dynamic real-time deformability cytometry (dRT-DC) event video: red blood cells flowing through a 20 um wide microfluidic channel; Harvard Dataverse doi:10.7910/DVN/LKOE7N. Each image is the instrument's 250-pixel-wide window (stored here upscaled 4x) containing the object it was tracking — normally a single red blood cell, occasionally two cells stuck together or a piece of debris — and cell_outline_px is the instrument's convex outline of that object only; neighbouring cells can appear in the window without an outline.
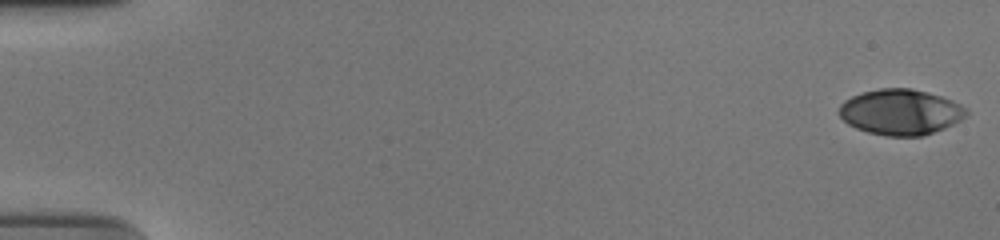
{"species": "human", "species_latin": "Homo sapiens", "temperature_condition": "cold", "stored_images_in_passage": 55, "camera_frame_rate_fps": 3000, "um_per_image_px": 0.085, "donor": {"sex": "male"}, "frame": {"image": 1, "passage_image": 1, "time_ms": 0.0, "image_size_px": [1000, 240], "cell_outline_px": [[968, 112], [960, 120], [944, 128], [924, 136], [884, 136], [868, 132], [856, 128], [848, 124], [836, 112], [840, 104], [844, 100], [852, 96], [864, 92], [880, 88], [912, 88], [940, 96], [960, 104]], "centroid_in_image_um": [76.5, 9.53], "position_along_channel_um": 8.5, "area_um2": 33.76}}
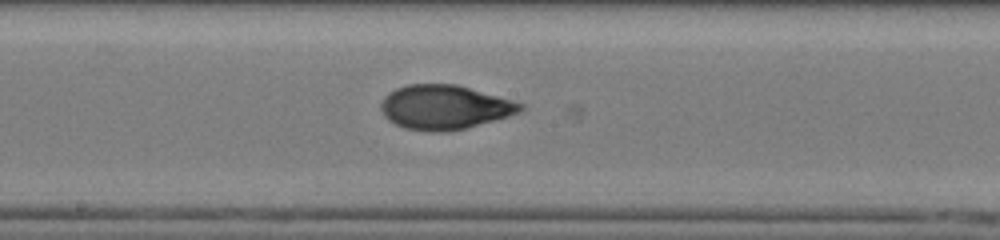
{"frame": {"image": 2, "passage_image": 31, "time_ms": 10.0, "image_size_px": [1000, 240], "cell_outline_px": [[524, 108], [520, 112], [508, 116], [464, 128], [444, 132], [432, 132], [404, 128], [388, 120], [384, 116], [380, 108], [380, 104], [384, 96], [388, 92], [396, 88], [408, 84], [456, 84], [524, 104]], "centroid_in_image_um": [37.73, 9.11], "position_along_channel_um": 210.5, "area_um2": 35.78}}
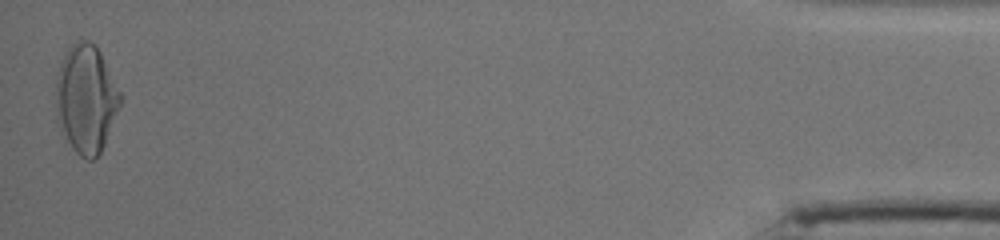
{"frame": {"image": 3, "passage_image": 55, "time_ms": 18.0, "image_size_px": [1000, 240], "cell_outline_px": [[120, 104], [104, 144], [100, 152], [92, 160], [88, 160], [80, 156], [72, 148], [56, 120], [56, 76], [60, 64], [68, 48], [76, 40], [88, 40], [96, 44], [120, 92]], "centroid_in_image_um": [7.29, 8.38], "position_along_channel_um": 427.9, "area_um2": 40.17}, "authors_computed_cell_mechanics": {"area_um2": 35.0846, "velocity_mm_per_s": 3.7623, "shape_relaxation_time_tau1_ms": 4.5033, "shape_relaxation_time_tau2_ms": 1.163, "deformation_change_tau1": 0.1978, "deformation_change_tau2": 0.0598}}